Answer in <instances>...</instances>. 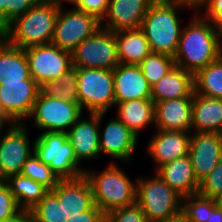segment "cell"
<instances>
[{
    "label": "cell",
    "mask_w": 222,
    "mask_h": 222,
    "mask_svg": "<svg viewBox=\"0 0 222 222\" xmlns=\"http://www.w3.org/2000/svg\"><path fill=\"white\" fill-rule=\"evenodd\" d=\"M139 66L143 76L152 87L175 66V60L171 56L151 52Z\"/></svg>",
    "instance_id": "32"
},
{
    "label": "cell",
    "mask_w": 222,
    "mask_h": 222,
    "mask_svg": "<svg viewBox=\"0 0 222 222\" xmlns=\"http://www.w3.org/2000/svg\"><path fill=\"white\" fill-rule=\"evenodd\" d=\"M114 34L120 64L139 65L151 53L148 40L140 28L119 30Z\"/></svg>",
    "instance_id": "26"
},
{
    "label": "cell",
    "mask_w": 222,
    "mask_h": 222,
    "mask_svg": "<svg viewBox=\"0 0 222 222\" xmlns=\"http://www.w3.org/2000/svg\"><path fill=\"white\" fill-rule=\"evenodd\" d=\"M192 9L181 3L155 0L149 7L140 29L148 40L152 53L174 58L183 29L180 11ZM181 19V20H180Z\"/></svg>",
    "instance_id": "2"
},
{
    "label": "cell",
    "mask_w": 222,
    "mask_h": 222,
    "mask_svg": "<svg viewBox=\"0 0 222 222\" xmlns=\"http://www.w3.org/2000/svg\"><path fill=\"white\" fill-rule=\"evenodd\" d=\"M79 106L87 113H107L115 106L113 70L77 68Z\"/></svg>",
    "instance_id": "7"
},
{
    "label": "cell",
    "mask_w": 222,
    "mask_h": 222,
    "mask_svg": "<svg viewBox=\"0 0 222 222\" xmlns=\"http://www.w3.org/2000/svg\"><path fill=\"white\" fill-rule=\"evenodd\" d=\"M82 114L83 111L78 104L44 96L39 92L28 121L33 122V126L41 133H67Z\"/></svg>",
    "instance_id": "9"
},
{
    "label": "cell",
    "mask_w": 222,
    "mask_h": 222,
    "mask_svg": "<svg viewBox=\"0 0 222 222\" xmlns=\"http://www.w3.org/2000/svg\"><path fill=\"white\" fill-rule=\"evenodd\" d=\"M100 27L101 21L95 16L87 14L74 6L69 9L61 6L51 43L62 50L72 52Z\"/></svg>",
    "instance_id": "12"
},
{
    "label": "cell",
    "mask_w": 222,
    "mask_h": 222,
    "mask_svg": "<svg viewBox=\"0 0 222 222\" xmlns=\"http://www.w3.org/2000/svg\"><path fill=\"white\" fill-rule=\"evenodd\" d=\"M51 191L63 204L66 217L88 211L95 205L91 184L84 175L77 179L60 180Z\"/></svg>",
    "instance_id": "21"
},
{
    "label": "cell",
    "mask_w": 222,
    "mask_h": 222,
    "mask_svg": "<svg viewBox=\"0 0 222 222\" xmlns=\"http://www.w3.org/2000/svg\"><path fill=\"white\" fill-rule=\"evenodd\" d=\"M117 119L138 137L149 126L155 128V102L152 99L130 100L116 104Z\"/></svg>",
    "instance_id": "24"
},
{
    "label": "cell",
    "mask_w": 222,
    "mask_h": 222,
    "mask_svg": "<svg viewBox=\"0 0 222 222\" xmlns=\"http://www.w3.org/2000/svg\"><path fill=\"white\" fill-rule=\"evenodd\" d=\"M34 153L48 165L60 180L77 179L85 174V167L77 161L67 133L42 132L33 141Z\"/></svg>",
    "instance_id": "5"
},
{
    "label": "cell",
    "mask_w": 222,
    "mask_h": 222,
    "mask_svg": "<svg viewBox=\"0 0 222 222\" xmlns=\"http://www.w3.org/2000/svg\"><path fill=\"white\" fill-rule=\"evenodd\" d=\"M197 11L204 19L211 21L216 26L222 22V0H205Z\"/></svg>",
    "instance_id": "39"
},
{
    "label": "cell",
    "mask_w": 222,
    "mask_h": 222,
    "mask_svg": "<svg viewBox=\"0 0 222 222\" xmlns=\"http://www.w3.org/2000/svg\"><path fill=\"white\" fill-rule=\"evenodd\" d=\"M29 9L30 7L26 4V2H22V0H11L10 23L25 14Z\"/></svg>",
    "instance_id": "41"
},
{
    "label": "cell",
    "mask_w": 222,
    "mask_h": 222,
    "mask_svg": "<svg viewBox=\"0 0 222 222\" xmlns=\"http://www.w3.org/2000/svg\"><path fill=\"white\" fill-rule=\"evenodd\" d=\"M116 162L108 163L101 171L88 167L84 174L91 184L94 204L104 215L136 202L137 178L133 182Z\"/></svg>",
    "instance_id": "3"
},
{
    "label": "cell",
    "mask_w": 222,
    "mask_h": 222,
    "mask_svg": "<svg viewBox=\"0 0 222 222\" xmlns=\"http://www.w3.org/2000/svg\"><path fill=\"white\" fill-rule=\"evenodd\" d=\"M218 134H219V136H220L221 139H222V127H221L220 131L218 132Z\"/></svg>",
    "instance_id": "53"
},
{
    "label": "cell",
    "mask_w": 222,
    "mask_h": 222,
    "mask_svg": "<svg viewBox=\"0 0 222 222\" xmlns=\"http://www.w3.org/2000/svg\"><path fill=\"white\" fill-rule=\"evenodd\" d=\"M60 6L54 1L31 7L25 14L16 18L5 29V40L15 47H28L50 44Z\"/></svg>",
    "instance_id": "4"
},
{
    "label": "cell",
    "mask_w": 222,
    "mask_h": 222,
    "mask_svg": "<svg viewBox=\"0 0 222 222\" xmlns=\"http://www.w3.org/2000/svg\"><path fill=\"white\" fill-rule=\"evenodd\" d=\"M222 127V99L193 94L191 132L218 133Z\"/></svg>",
    "instance_id": "25"
},
{
    "label": "cell",
    "mask_w": 222,
    "mask_h": 222,
    "mask_svg": "<svg viewBox=\"0 0 222 222\" xmlns=\"http://www.w3.org/2000/svg\"><path fill=\"white\" fill-rule=\"evenodd\" d=\"M40 85L30 76L21 82L0 84V123H27Z\"/></svg>",
    "instance_id": "11"
},
{
    "label": "cell",
    "mask_w": 222,
    "mask_h": 222,
    "mask_svg": "<svg viewBox=\"0 0 222 222\" xmlns=\"http://www.w3.org/2000/svg\"><path fill=\"white\" fill-rule=\"evenodd\" d=\"M155 130L146 147V153L155 166L154 171L176 158L189 154L191 132Z\"/></svg>",
    "instance_id": "16"
},
{
    "label": "cell",
    "mask_w": 222,
    "mask_h": 222,
    "mask_svg": "<svg viewBox=\"0 0 222 222\" xmlns=\"http://www.w3.org/2000/svg\"><path fill=\"white\" fill-rule=\"evenodd\" d=\"M29 216H30L29 213H24L18 219L11 221V222H24Z\"/></svg>",
    "instance_id": "48"
},
{
    "label": "cell",
    "mask_w": 222,
    "mask_h": 222,
    "mask_svg": "<svg viewBox=\"0 0 222 222\" xmlns=\"http://www.w3.org/2000/svg\"><path fill=\"white\" fill-rule=\"evenodd\" d=\"M189 155L200 183L222 158V139L218 133L191 132Z\"/></svg>",
    "instance_id": "15"
},
{
    "label": "cell",
    "mask_w": 222,
    "mask_h": 222,
    "mask_svg": "<svg viewBox=\"0 0 222 222\" xmlns=\"http://www.w3.org/2000/svg\"><path fill=\"white\" fill-rule=\"evenodd\" d=\"M105 116L107 113H99L100 153L120 163H131L139 137L116 117L107 120L108 122L103 127L102 122Z\"/></svg>",
    "instance_id": "14"
},
{
    "label": "cell",
    "mask_w": 222,
    "mask_h": 222,
    "mask_svg": "<svg viewBox=\"0 0 222 222\" xmlns=\"http://www.w3.org/2000/svg\"><path fill=\"white\" fill-rule=\"evenodd\" d=\"M24 222H33V221L31 220V217L29 216Z\"/></svg>",
    "instance_id": "52"
},
{
    "label": "cell",
    "mask_w": 222,
    "mask_h": 222,
    "mask_svg": "<svg viewBox=\"0 0 222 222\" xmlns=\"http://www.w3.org/2000/svg\"><path fill=\"white\" fill-rule=\"evenodd\" d=\"M219 35L222 43V22L218 25Z\"/></svg>",
    "instance_id": "50"
},
{
    "label": "cell",
    "mask_w": 222,
    "mask_h": 222,
    "mask_svg": "<svg viewBox=\"0 0 222 222\" xmlns=\"http://www.w3.org/2000/svg\"><path fill=\"white\" fill-rule=\"evenodd\" d=\"M104 220L103 212L94 205L90 210L68 217L65 222H102Z\"/></svg>",
    "instance_id": "40"
},
{
    "label": "cell",
    "mask_w": 222,
    "mask_h": 222,
    "mask_svg": "<svg viewBox=\"0 0 222 222\" xmlns=\"http://www.w3.org/2000/svg\"><path fill=\"white\" fill-rule=\"evenodd\" d=\"M48 0H22L31 8L46 3Z\"/></svg>",
    "instance_id": "46"
},
{
    "label": "cell",
    "mask_w": 222,
    "mask_h": 222,
    "mask_svg": "<svg viewBox=\"0 0 222 222\" xmlns=\"http://www.w3.org/2000/svg\"><path fill=\"white\" fill-rule=\"evenodd\" d=\"M183 197L171 189L156 173L137 178L136 203L147 222L167 220L182 212Z\"/></svg>",
    "instance_id": "6"
},
{
    "label": "cell",
    "mask_w": 222,
    "mask_h": 222,
    "mask_svg": "<svg viewBox=\"0 0 222 222\" xmlns=\"http://www.w3.org/2000/svg\"><path fill=\"white\" fill-rule=\"evenodd\" d=\"M75 8L95 16L99 21L106 16L109 8V0H77Z\"/></svg>",
    "instance_id": "38"
},
{
    "label": "cell",
    "mask_w": 222,
    "mask_h": 222,
    "mask_svg": "<svg viewBox=\"0 0 222 222\" xmlns=\"http://www.w3.org/2000/svg\"><path fill=\"white\" fill-rule=\"evenodd\" d=\"M169 2L181 3L189 6L193 11L197 9L204 3L205 0H166Z\"/></svg>",
    "instance_id": "44"
},
{
    "label": "cell",
    "mask_w": 222,
    "mask_h": 222,
    "mask_svg": "<svg viewBox=\"0 0 222 222\" xmlns=\"http://www.w3.org/2000/svg\"><path fill=\"white\" fill-rule=\"evenodd\" d=\"M159 222H192L188 219L183 212L178 213L175 216L169 217L167 220L159 221Z\"/></svg>",
    "instance_id": "45"
},
{
    "label": "cell",
    "mask_w": 222,
    "mask_h": 222,
    "mask_svg": "<svg viewBox=\"0 0 222 222\" xmlns=\"http://www.w3.org/2000/svg\"><path fill=\"white\" fill-rule=\"evenodd\" d=\"M71 58L76 68L113 70L120 64L114 32L100 27L71 52Z\"/></svg>",
    "instance_id": "10"
},
{
    "label": "cell",
    "mask_w": 222,
    "mask_h": 222,
    "mask_svg": "<svg viewBox=\"0 0 222 222\" xmlns=\"http://www.w3.org/2000/svg\"><path fill=\"white\" fill-rule=\"evenodd\" d=\"M11 0H0V26L4 29L10 24Z\"/></svg>",
    "instance_id": "43"
},
{
    "label": "cell",
    "mask_w": 222,
    "mask_h": 222,
    "mask_svg": "<svg viewBox=\"0 0 222 222\" xmlns=\"http://www.w3.org/2000/svg\"><path fill=\"white\" fill-rule=\"evenodd\" d=\"M194 93L222 99V56L194 75Z\"/></svg>",
    "instance_id": "29"
},
{
    "label": "cell",
    "mask_w": 222,
    "mask_h": 222,
    "mask_svg": "<svg viewBox=\"0 0 222 222\" xmlns=\"http://www.w3.org/2000/svg\"><path fill=\"white\" fill-rule=\"evenodd\" d=\"M30 76L41 85L45 81L57 80L72 67L71 52L56 45L43 44L24 49Z\"/></svg>",
    "instance_id": "13"
},
{
    "label": "cell",
    "mask_w": 222,
    "mask_h": 222,
    "mask_svg": "<svg viewBox=\"0 0 222 222\" xmlns=\"http://www.w3.org/2000/svg\"><path fill=\"white\" fill-rule=\"evenodd\" d=\"M193 97L164 100L155 103V128L167 131L191 132Z\"/></svg>",
    "instance_id": "19"
},
{
    "label": "cell",
    "mask_w": 222,
    "mask_h": 222,
    "mask_svg": "<svg viewBox=\"0 0 222 222\" xmlns=\"http://www.w3.org/2000/svg\"><path fill=\"white\" fill-rule=\"evenodd\" d=\"M51 1H54L57 5H59L61 7L64 5V2L74 5L77 0H51Z\"/></svg>",
    "instance_id": "47"
},
{
    "label": "cell",
    "mask_w": 222,
    "mask_h": 222,
    "mask_svg": "<svg viewBox=\"0 0 222 222\" xmlns=\"http://www.w3.org/2000/svg\"><path fill=\"white\" fill-rule=\"evenodd\" d=\"M198 193L215 200L222 196V158L217 166L200 182Z\"/></svg>",
    "instance_id": "36"
},
{
    "label": "cell",
    "mask_w": 222,
    "mask_h": 222,
    "mask_svg": "<svg viewBox=\"0 0 222 222\" xmlns=\"http://www.w3.org/2000/svg\"><path fill=\"white\" fill-rule=\"evenodd\" d=\"M218 203L220 206H222V196L218 199Z\"/></svg>",
    "instance_id": "51"
},
{
    "label": "cell",
    "mask_w": 222,
    "mask_h": 222,
    "mask_svg": "<svg viewBox=\"0 0 222 222\" xmlns=\"http://www.w3.org/2000/svg\"><path fill=\"white\" fill-rule=\"evenodd\" d=\"M155 173L183 198L198 193L200 183L189 154L160 166Z\"/></svg>",
    "instance_id": "22"
},
{
    "label": "cell",
    "mask_w": 222,
    "mask_h": 222,
    "mask_svg": "<svg viewBox=\"0 0 222 222\" xmlns=\"http://www.w3.org/2000/svg\"><path fill=\"white\" fill-rule=\"evenodd\" d=\"M193 94L194 75L176 65L151 87V99L155 103L193 97Z\"/></svg>",
    "instance_id": "23"
},
{
    "label": "cell",
    "mask_w": 222,
    "mask_h": 222,
    "mask_svg": "<svg viewBox=\"0 0 222 222\" xmlns=\"http://www.w3.org/2000/svg\"><path fill=\"white\" fill-rule=\"evenodd\" d=\"M115 105L121 102L151 99V86L139 65L119 64L113 69Z\"/></svg>",
    "instance_id": "20"
},
{
    "label": "cell",
    "mask_w": 222,
    "mask_h": 222,
    "mask_svg": "<svg viewBox=\"0 0 222 222\" xmlns=\"http://www.w3.org/2000/svg\"><path fill=\"white\" fill-rule=\"evenodd\" d=\"M39 90L44 96L57 97L79 105L77 68L72 66L57 80L43 82L40 85Z\"/></svg>",
    "instance_id": "30"
},
{
    "label": "cell",
    "mask_w": 222,
    "mask_h": 222,
    "mask_svg": "<svg viewBox=\"0 0 222 222\" xmlns=\"http://www.w3.org/2000/svg\"><path fill=\"white\" fill-rule=\"evenodd\" d=\"M82 114L67 131L68 140L74 149L77 161L93 160L100 156L99 150V113Z\"/></svg>",
    "instance_id": "18"
},
{
    "label": "cell",
    "mask_w": 222,
    "mask_h": 222,
    "mask_svg": "<svg viewBox=\"0 0 222 222\" xmlns=\"http://www.w3.org/2000/svg\"><path fill=\"white\" fill-rule=\"evenodd\" d=\"M30 77L24 49L10 45L6 40L0 45V84L21 82Z\"/></svg>",
    "instance_id": "27"
},
{
    "label": "cell",
    "mask_w": 222,
    "mask_h": 222,
    "mask_svg": "<svg viewBox=\"0 0 222 222\" xmlns=\"http://www.w3.org/2000/svg\"><path fill=\"white\" fill-rule=\"evenodd\" d=\"M207 222H222V206L218 200L209 198V217Z\"/></svg>",
    "instance_id": "42"
},
{
    "label": "cell",
    "mask_w": 222,
    "mask_h": 222,
    "mask_svg": "<svg viewBox=\"0 0 222 222\" xmlns=\"http://www.w3.org/2000/svg\"><path fill=\"white\" fill-rule=\"evenodd\" d=\"M21 174L41 183L49 190L54 189L60 181L52 169L40 161L34 152L24 163Z\"/></svg>",
    "instance_id": "33"
},
{
    "label": "cell",
    "mask_w": 222,
    "mask_h": 222,
    "mask_svg": "<svg viewBox=\"0 0 222 222\" xmlns=\"http://www.w3.org/2000/svg\"><path fill=\"white\" fill-rule=\"evenodd\" d=\"M5 181L9 186L10 192L16 198L18 205L25 213H28L50 191L41 183L21 173L11 176Z\"/></svg>",
    "instance_id": "28"
},
{
    "label": "cell",
    "mask_w": 222,
    "mask_h": 222,
    "mask_svg": "<svg viewBox=\"0 0 222 222\" xmlns=\"http://www.w3.org/2000/svg\"><path fill=\"white\" fill-rule=\"evenodd\" d=\"M155 0H109L106 16L101 28L116 32L141 27L150 5Z\"/></svg>",
    "instance_id": "17"
},
{
    "label": "cell",
    "mask_w": 222,
    "mask_h": 222,
    "mask_svg": "<svg viewBox=\"0 0 222 222\" xmlns=\"http://www.w3.org/2000/svg\"><path fill=\"white\" fill-rule=\"evenodd\" d=\"M24 213L6 181L0 180V222L14 221Z\"/></svg>",
    "instance_id": "35"
},
{
    "label": "cell",
    "mask_w": 222,
    "mask_h": 222,
    "mask_svg": "<svg viewBox=\"0 0 222 222\" xmlns=\"http://www.w3.org/2000/svg\"><path fill=\"white\" fill-rule=\"evenodd\" d=\"M104 219L107 222H147L144 212L136 202L107 213Z\"/></svg>",
    "instance_id": "37"
},
{
    "label": "cell",
    "mask_w": 222,
    "mask_h": 222,
    "mask_svg": "<svg viewBox=\"0 0 222 222\" xmlns=\"http://www.w3.org/2000/svg\"><path fill=\"white\" fill-rule=\"evenodd\" d=\"M5 40V29L0 26V45L3 43Z\"/></svg>",
    "instance_id": "49"
},
{
    "label": "cell",
    "mask_w": 222,
    "mask_h": 222,
    "mask_svg": "<svg viewBox=\"0 0 222 222\" xmlns=\"http://www.w3.org/2000/svg\"><path fill=\"white\" fill-rule=\"evenodd\" d=\"M182 212L192 222H207L209 217V197L199 193L184 197Z\"/></svg>",
    "instance_id": "34"
},
{
    "label": "cell",
    "mask_w": 222,
    "mask_h": 222,
    "mask_svg": "<svg viewBox=\"0 0 222 222\" xmlns=\"http://www.w3.org/2000/svg\"><path fill=\"white\" fill-rule=\"evenodd\" d=\"M221 56L222 43L218 26L195 10L194 16L183 26L174 56L175 65L195 75Z\"/></svg>",
    "instance_id": "1"
},
{
    "label": "cell",
    "mask_w": 222,
    "mask_h": 222,
    "mask_svg": "<svg viewBox=\"0 0 222 222\" xmlns=\"http://www.w3.org/2000/svg\"><path fill=\"white\" fill-rule=\"evenodd\" d=\"M28 213L33 222H65L68 218L63 204L51 190Z\"/></svg>",
    "instance_id": "31"
},
{
    "label": "cell",
    "mask_w": 222,
    "mask_h": 222,
    "mask_svg": "<svg viewBox=\"0 0 222 222\" xmlns=\"http://www.w3.org/2000/svg\"><path fill=\"white\" fill-rule=\"evenodd\" d=\"M27 124L0 123V180L20 174L24 163L34 152Z\"/></svg>",
    "instance_id": "8"
}]
</instances>
